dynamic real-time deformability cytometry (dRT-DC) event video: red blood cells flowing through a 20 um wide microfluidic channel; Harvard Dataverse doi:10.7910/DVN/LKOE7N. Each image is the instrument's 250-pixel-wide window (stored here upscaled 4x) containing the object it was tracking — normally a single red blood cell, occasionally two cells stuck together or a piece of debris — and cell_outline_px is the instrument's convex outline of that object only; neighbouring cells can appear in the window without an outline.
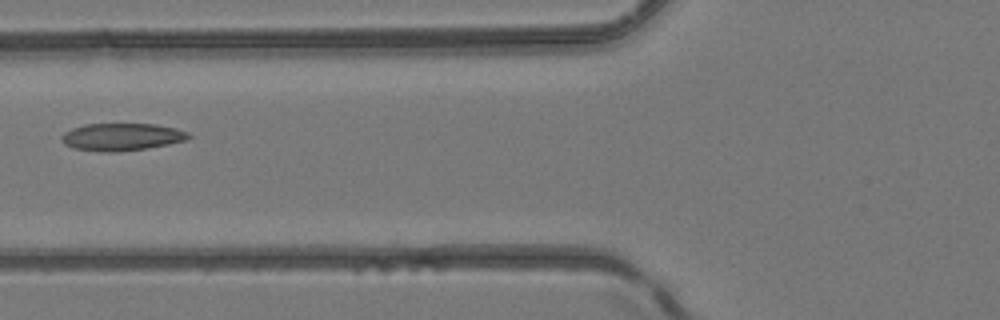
{"species": "common noctule bat (a hibernating species)", "species_latin": "Nyctalus noctula", "temperature_condition": "room temperature", "stored_images_in_passage": 7, "camera_frame_rate_fps": 3000, "um_per_image_px": 0.085, "animal": {"sex": "female", "body_mass_g": 24.6, "forearm_length_mm": 56.2}, "frame": {"image": 1, "passage_image": 6, "time_ms": 5.667, "image_size_px": [1000, 320], "cell_outline_px": [[192, 136], [184, 140], [168, 144], [144, 148], [116, 152], [104, 152], [72, 148], [64, 144], [60, 140], [60, 136], [64, 132], [72, 128], [84, 124], [156, 124], [176, 128], [188, 132]], "centroid_in_image_um": [10.29, 11.63], "position_along_channel_um": 115.5, "area_um2": 20.29}}
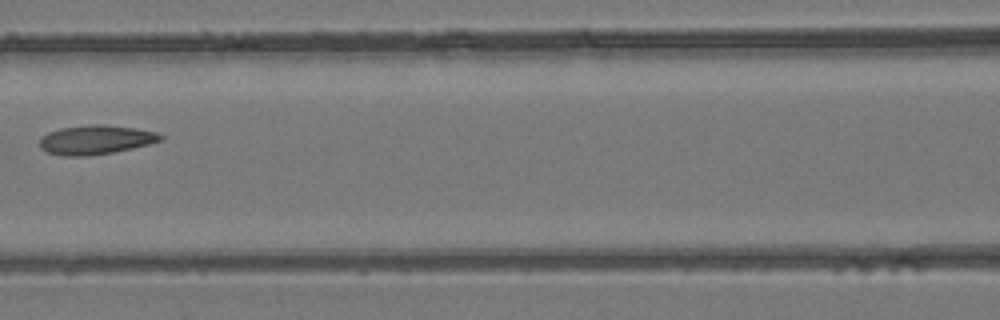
{"frame": {"image": 2, "passage_image": 7, "time_ms": 6.667, "image_size_px": [1000, 320], "cell_outline_px": [[164, 140], [132, 148], [112, 152], [88, 156], [64, 156], [48, 152], [40, 148], [40, 140], [48, 132], [60, 128], [92, 124], [104, 124], [136, 128], [156, 132], [164, 136]], "centroid_in_image_um": [8.16, 11.87], "position_along_channel_um": 158.4, "area_um2": 20.52}}